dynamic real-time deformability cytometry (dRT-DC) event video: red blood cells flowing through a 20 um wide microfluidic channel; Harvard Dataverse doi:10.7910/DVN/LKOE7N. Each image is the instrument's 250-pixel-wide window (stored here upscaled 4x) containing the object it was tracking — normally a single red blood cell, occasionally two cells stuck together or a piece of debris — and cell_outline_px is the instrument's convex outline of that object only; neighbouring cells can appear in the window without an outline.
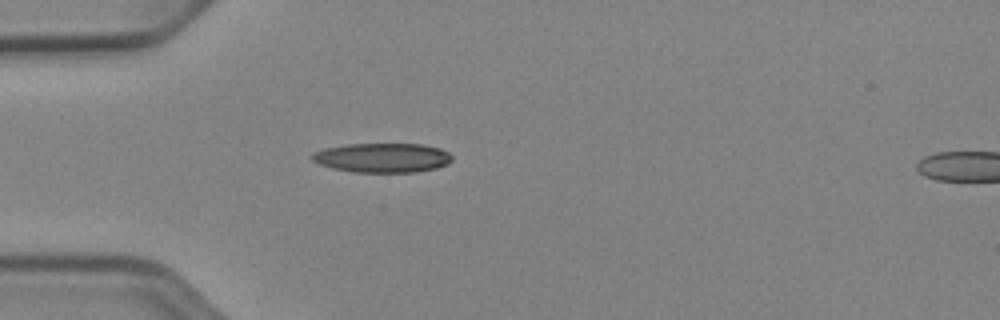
{"species": "Egyptian fruit bat (a non-hibernating species)", "species_latin": "Rousettus aegyptiacus", "temperature_condition": "cold", "stored_images_in_passage": 38, "camera_frame_rate_fps": 3000, "um_per_image_px": 0.085, "animal": {"sex": "female"}, "frame": {"image": 1, "passage_image": 1, "time_ms": 0.0, "image_size_px": [1000, 320], "cell_outline_px": [[452, 160], [448, 164], [436, 168], [416, 172], [352, 172], [332, 168], [320, 164], [312, 160], [312, 152], [324, 148], [348, 144], [420, 144], [440, 148], [448, 152], [452, 156]], "centroid_in_image_um": [32.51, 13.41], "position_along_channel_um": 52.5, "area_um2": 24.04}}
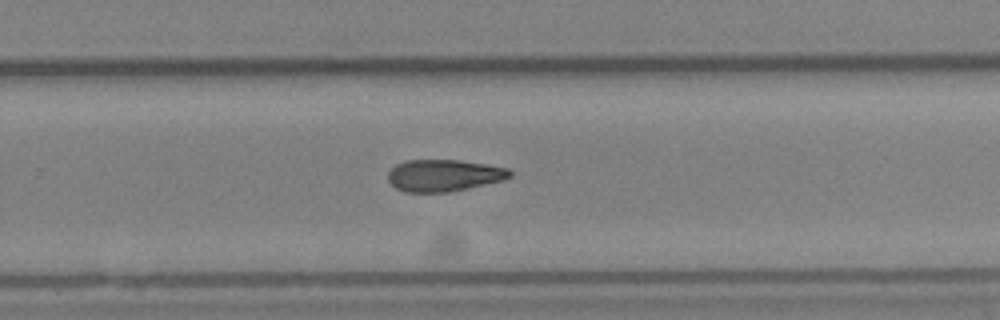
{"frame": {"image": 2, "passage_image": 20, "time_ms": 6.333, "image_size_px": [1000, 320], "cell_outline_px": [[512, 176], [504, 180], [468, 188], [448, 192], [404, 192], [396, 188], [388, 180], [388, 172], [396, 164], [404, 160], [460, 160], [488, 164], [508, 168], [512, 172]], "centroid_in_image_um": [37.74, 14.9], "position_along_channel_um": 292.1, "area_um2": 22.77}}
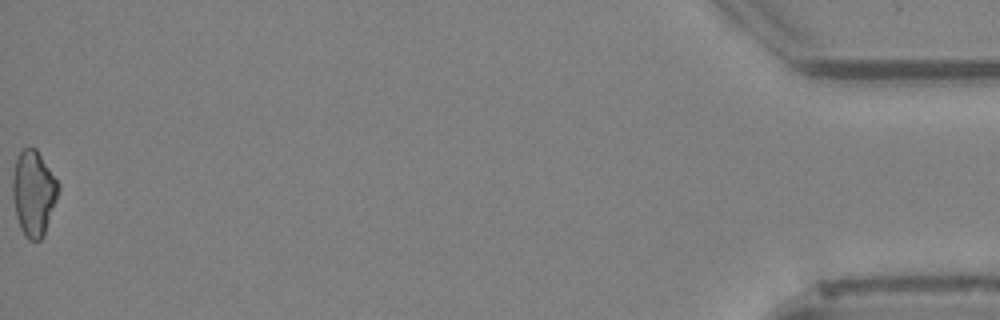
{"frame": {"image": 3, "passage_image": 38, "time_ms": 12.333, "image_size_px": [1000, 320], "cell_outline_px": [[60, 188], [44, 236], [40, 240], [28, 240], [24, 236], [20, 228], [16, 216], [12, 196], [12, 176], [16, 160], [20, 152], [24, 148], [36, 148], [60, 184]], "centroid_in_image_um": [2.85, 16.43], "position_along_channel_um": 432.3, "area_um2": 22.83}}